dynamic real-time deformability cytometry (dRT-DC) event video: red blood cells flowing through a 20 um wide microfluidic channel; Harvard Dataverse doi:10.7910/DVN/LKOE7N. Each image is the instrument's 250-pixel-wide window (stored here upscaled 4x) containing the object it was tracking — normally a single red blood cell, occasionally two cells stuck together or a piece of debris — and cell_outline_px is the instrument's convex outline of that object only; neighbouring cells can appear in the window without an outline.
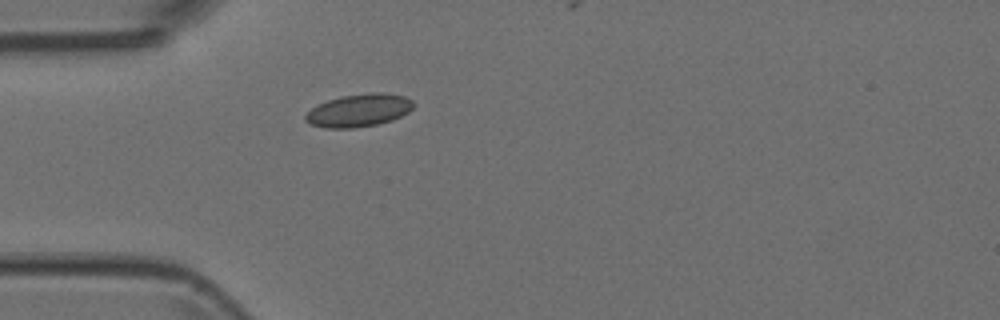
{"species": "Egyptian fruit bat (a non-hibernating species)", "species_latin": "Rousettus aegyptiacus", "temperature_condition": "room temperature", "stored_images_in_passage": 3, "camera_frame_rate_fps": 3000, "um_per_image_px": 0.085, "animal": {"sex": "female"}, "frame": {"image": 1, "passage_image": 3, "time_ms": 0.667, "image_size_px": [1000, 320], "cell_outline_px": [[412, 108], [408, 112], [392, 120], [376, 124], [356, 128], [324, 128], [308, 124], [304, 120], [304, 116], [312, 108], [328, 100], [340, 96], [368, 92], [380, 92], [404, 96], [412, 100]], "centroid_in_image_um": [30.47, 9.38], "position_along_channel_um": 54.5, "area_um2": 20.63}}